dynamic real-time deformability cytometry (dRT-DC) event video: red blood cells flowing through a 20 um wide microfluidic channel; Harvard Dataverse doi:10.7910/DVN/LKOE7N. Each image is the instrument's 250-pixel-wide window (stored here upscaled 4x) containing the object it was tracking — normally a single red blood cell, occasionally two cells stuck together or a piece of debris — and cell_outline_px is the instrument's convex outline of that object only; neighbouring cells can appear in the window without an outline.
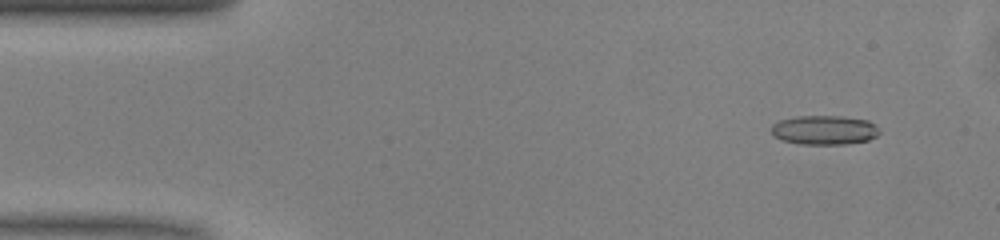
{"species": "common noctule bat (a hibernating species)", "species_latin": "Nyctalus noctula", "temperature_condition": "warm", "stored_images_in_passage": 49, "camera_frame_rate_fps": 3000, "um_per_image_px": 0.085, "animal": {"sex": "male", "body_mass_g": 13.0, "forearm_length_mm": 53.1}, "frame": {"image": 1, "passage_image": 4, "time_ms": 1.0, "image_size_px": [1000, 240], "cell_outline_px": [[880, 132], [876, 136], [868, 140], [848, 144], [800, 144], [784, 140], [776, 136], [772, 132], [772, 124], [780, 120], [796, 116], [844, 116], [868, 120], [876, 124], [880, 128]], "centroid_in_image_um": [70.13, 11.04], "position_along_channel_um": 14.9, "area_um2": 18.5}}
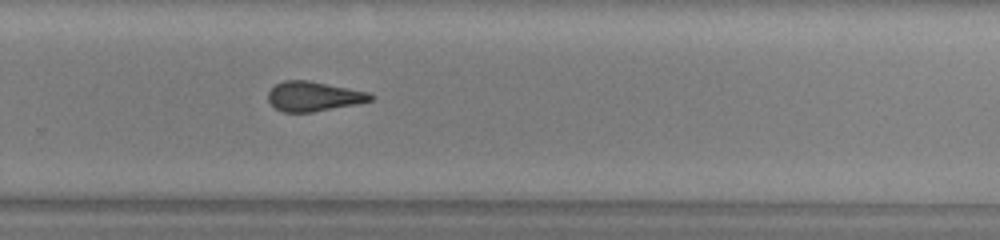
{"frame": {"image": 2, "passage_image": 32, "time_ms": 10.333, "image_size_px": [1000, 240], "cell_outline_px": [[372, 100], [360, 104], [312, 112], [284, 112], [276, 108], [268, 100], [268, 92], [276, 84], [284, 80], [308, 80], [368, 92], [372, 96]], "centroid_in_image_um": [26.66, 8.19], "position_along_channel_um": 303.1, "area_um2": 17.63}}
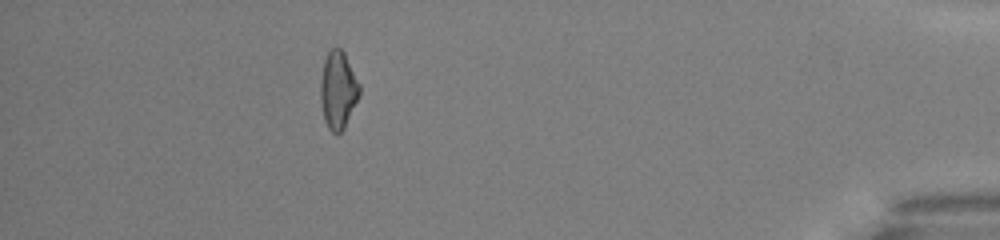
{"frame": {"image": 3, "passage_image": 44, "time_ms": 14.333, "image_size_px": [1000, 240], "cell_outline_px": [[360, 92], [344, 128], [336, 136], [328, 128], [324, 120], [320, 100], [320, 80], [324, 60], [328, 52], [332, 48], [340, 48], [344, 52], [360, 84]], "centroid_in_image_um": [28.71, 7.66], "position_along_channel_um": 406.5, "area_um2": 17.57}, "authors_computed_cell_mechanics": {"area_um2": 18.1492, "velocity_mm_per_s": 4.0996, "shape_relaxation_time_tau1_ms": null, "shape_relaxation_time_tau2_ms": 2.0787, "deformation_change_tau1": null, "deformation_change_tau2": 0.1157}}